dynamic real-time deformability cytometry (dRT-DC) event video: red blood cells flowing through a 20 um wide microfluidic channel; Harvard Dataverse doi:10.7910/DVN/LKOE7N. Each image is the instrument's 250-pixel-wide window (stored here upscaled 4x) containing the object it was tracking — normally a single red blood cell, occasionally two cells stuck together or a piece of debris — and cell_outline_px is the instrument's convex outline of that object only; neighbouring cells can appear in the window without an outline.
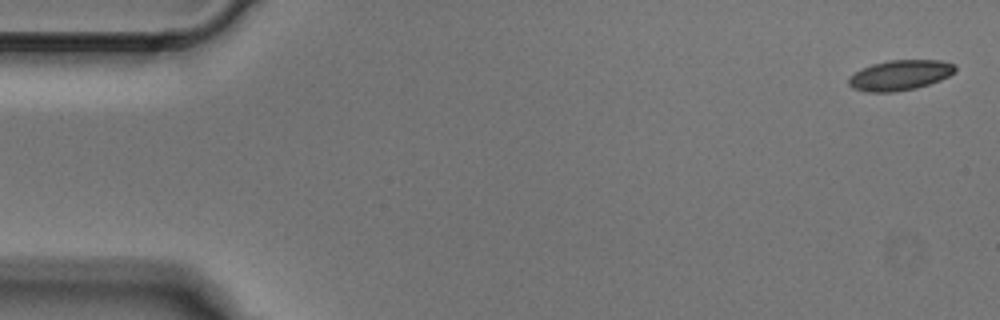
{"species": "Egyptian fruit bat (a non-hibernating species)", "species_latin": "Rousettus aegyptiacus", "temperature_condition": "cold", "stored_images_in_passage": 4, "camera_frame_rate_fps": 3000, "um_per_image_px": 0.085, "animal": {"sex": "male"}, "frame": {"image": 1, "passage_image": 1, "time_ms": 0.0, "image_size_px": [1000, 320], "cell_outline_px": [[956, 72], [940, 80], [916, 88], [892, 92], [864, 92], [852, 88], [848, 84], [848, 80], [860, 68], [872, 64], [888, 60], [940, 60], [956, 64]], "centroid_in_image_um": [76.5, 6.38], "position_along_channel_um": 8.5, "area_um2": 18.84}}